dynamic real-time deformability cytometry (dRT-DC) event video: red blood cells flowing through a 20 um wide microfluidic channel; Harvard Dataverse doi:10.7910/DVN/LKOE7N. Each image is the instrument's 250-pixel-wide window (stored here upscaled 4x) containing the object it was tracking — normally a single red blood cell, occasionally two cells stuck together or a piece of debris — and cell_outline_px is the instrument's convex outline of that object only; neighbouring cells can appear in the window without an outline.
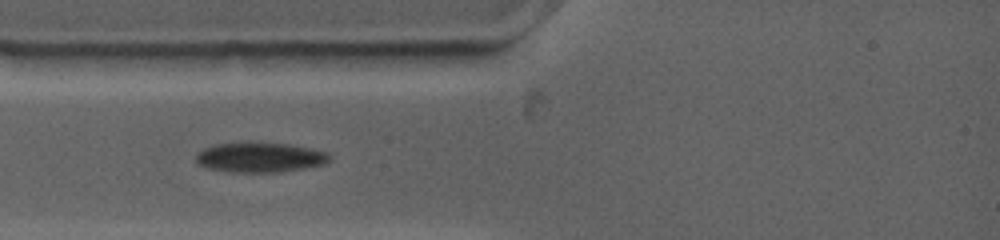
{"species": "common noctule bat (a hibernating species)", "species_latin": "Nyctalus noctula", "temperature_condition": "warm", "stored_images_in_passage": 63, "camera_frame_rate_fps": 4500, "um_per_image_px": 0.085, "animal": {"sex": "female", "body_mass_g": 19.0, "forearm_length_mm": 53.3}, "frame": {"image": 1, "passage_image": 1, "time_ms": 0.0, "image_size_px": [1000, 240], "cell_outline_px": [[332, 160], [324, 164], [304, 168], [280, 172], [228, 172], [208, 168], [200, 164], [196, 160], [196, 152], [212, 144], [248, 140], [288, 144], [312, 148], [328, 152], [332, 156]], "centroid_in_image_um": [22.1, 13.34], "position_along_channel_um": 62.9, "area_um2": 24.1}}
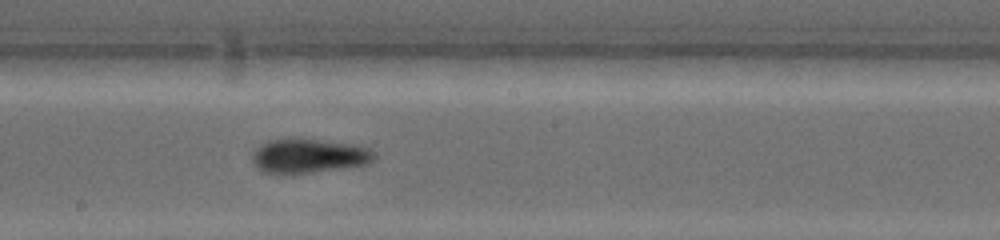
{"frame": {"image": 2, "passage_image": 18, "time_ms": 4.222, "image_size_px": [1000, 240], "cell_outline_px": [[376, 156], [372, 160], [364, 164], [348, 168], [312, 172], [264, 172], [256, 168], [252, 164], [252, 152], [260, 144], [268, 140], [320, 140], [352, 144], [368, 148], [376, 152]], "centroid_in_image_um": [26.24, 13.26], "position_along_channel_um": 222.0, "area_um2": 23.87}}
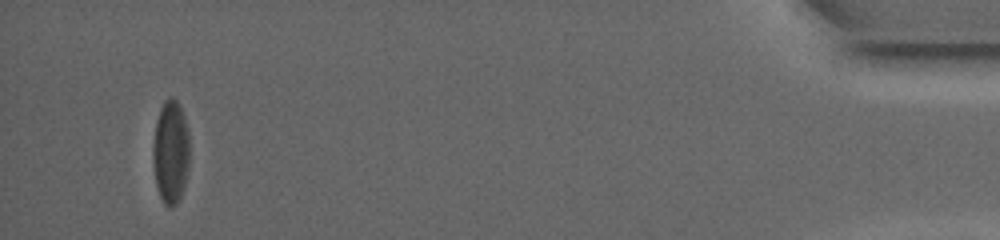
{"frame": {"image": 3, "passage_image": 55, "time_ms": 12.667, "image_size_px": [1000, 240], "cell_outline_px": [[188, 164], [184, 188], [176, 204], [168, 208], [164, 204], [160, 196], [156, 184], [152, 156], [152, 148], [156, 120], [160, 108], [164, 100], [172, 96], [180, 104], [184, 116], [188, 132]], "centroid_in_image_um": [14.49, 12.89], "position_along_channel_um": 420.7, "area_um2": 22.08}}